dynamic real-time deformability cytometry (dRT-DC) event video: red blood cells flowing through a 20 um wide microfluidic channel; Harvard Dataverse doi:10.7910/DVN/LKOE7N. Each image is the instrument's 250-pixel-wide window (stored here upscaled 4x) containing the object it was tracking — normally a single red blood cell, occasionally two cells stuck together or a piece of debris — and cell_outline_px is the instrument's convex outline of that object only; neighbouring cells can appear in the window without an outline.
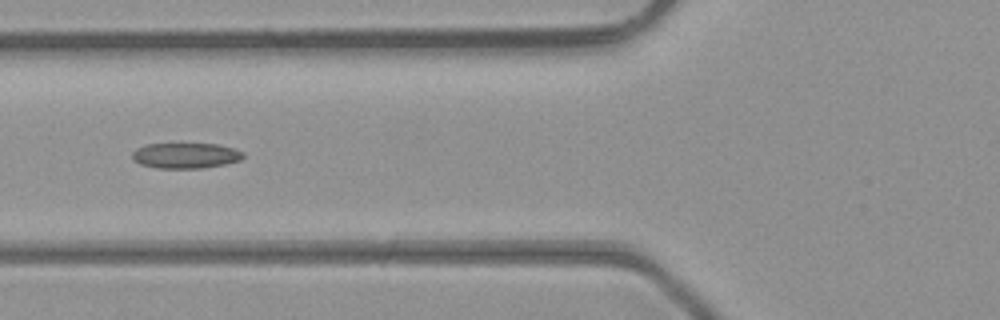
{"species": "common noctule bat (a hibernating species)", "species_latin": "Nyctalus noctula", "temperature_condition": "room temperature", "stored_images_in_passage": 6, "camera_frame_rate_fps": 3000, "um_per_image_px": 0.085, "animal": {"sex": "male", "body_mass_g": 23.1, "forearm_length_mm": 52.7}, "frame": {"image": 1, "passage_image": 6, "time_ms": 1.667, "image_size_px": [1000, 320], "cell_outline_px": [[244, 156], [240, 160], [224, 164], [200, 168], [156, 168], [140, 164], [132, 160], [132, 152], [136, 148], [148, 144], [216, 144], [232, 148], [244, 152]], "centroid_in_image_um": [15.74, 13.22], "position_along_channel_um": 110.1, "area_um2": 16.42}}